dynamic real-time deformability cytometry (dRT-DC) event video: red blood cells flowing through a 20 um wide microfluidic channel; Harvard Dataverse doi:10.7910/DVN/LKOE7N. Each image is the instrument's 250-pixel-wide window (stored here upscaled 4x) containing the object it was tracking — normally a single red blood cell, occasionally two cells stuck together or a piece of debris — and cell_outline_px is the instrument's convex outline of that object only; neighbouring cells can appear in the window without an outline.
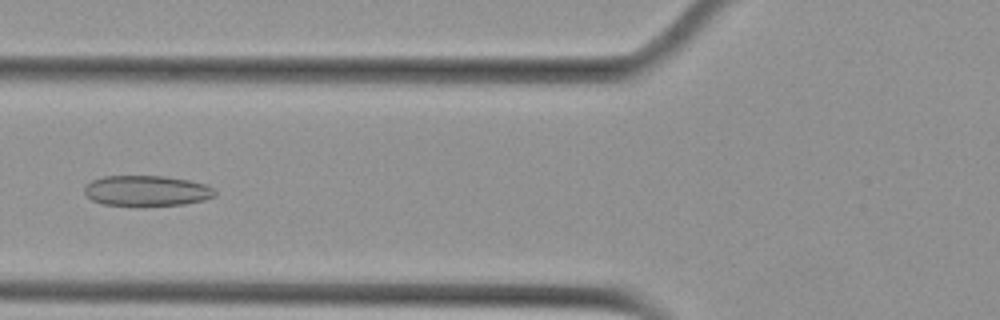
{"species": "Egyptian fruit bat (a non-hibernating species)", "species_latin": "Rousettus aegyptiacus", "temperature_condition": "cold", "stored_images_in_passage": 5, "camera_frame_rate_fps": 3000, "um_per_image_px": 0.085, "animal": {"sex": "female"}, "frame": {"image": 1, "passage_image": 5, "time_ms": 1.333, "image_size_px": [1000, 320], "cell_outline_px": [[216, 196], [204, 200], [184, 204], [144, 208], [136, 208], [100, 204], [92, 200], [84, 192], [84, 188], [92, 180], [104, 176], [164, 176], [188, 180], [204, 184], [212, 188], [216, 192]], "centroid_in_image_um": [12.45, 16.26], "position_along_channel_um": 113.4, "area_um2": 23.99}}